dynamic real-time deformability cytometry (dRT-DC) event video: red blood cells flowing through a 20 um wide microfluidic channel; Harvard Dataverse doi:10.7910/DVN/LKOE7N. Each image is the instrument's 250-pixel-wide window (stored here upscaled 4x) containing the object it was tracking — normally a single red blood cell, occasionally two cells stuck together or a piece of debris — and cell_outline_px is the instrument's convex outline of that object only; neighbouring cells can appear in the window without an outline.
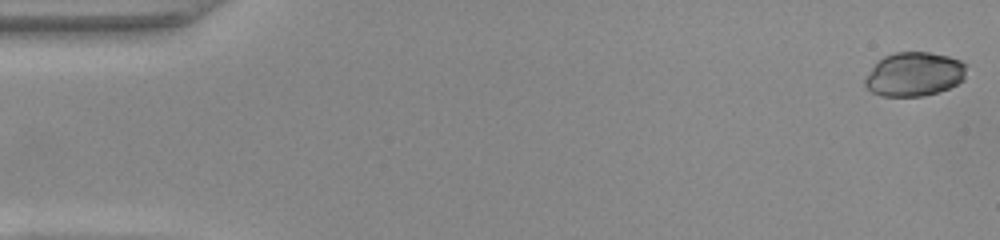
{"species": "common noctule bat (a hibernating species)", "species_latin": "Nyctalus noctula", "temperature_condition": "warm", "stored_images_in_passage": 14, "camera_frame_rate_fps": 3000, "um_per_image_px": 0.085, "animal": {"sex": "female", "body_mass_g": 22.0, "forearm_length_mm": 56.7}, "frame": {"image": 1, "passage_image": 1, "time_ms": 0.0, "image_size_px": [1000, 240], "cell_outline_px": [[968, 64], [964, 80], [948, 88], [924, 96], [880, 96], [872, 92], [864, 84], [864, 76], [884, 56], [896, 52], [928, 52], [948, 56], [960, 60]], "centroid_in_image_um": [77.72, 6.31], "position_along_channel_um": 7.3, "area_um2": 26.13}}
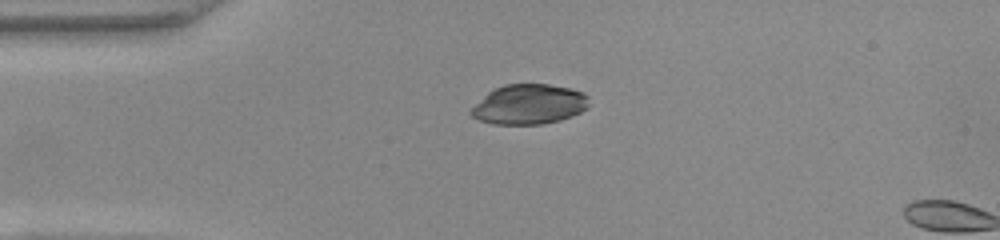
{"frame": {"image": 2, "passage_image": 12, "time_ms": 3.667, "image_size_px": [1000, 240], "cell_outline_px": [[588, 104], [580, 112], [572, 116], [560, 120], [540, 124], [492, 124], [480, 120], [472, 116], [468, 112], [488, 92], [504, 84], [548, 84], [568, 88], [580, 92], [588, 96]], "centroid_in_image_um": [44.94, 8.87], "position_along_channel_um": 40.1, "area_um2": 27.11}}